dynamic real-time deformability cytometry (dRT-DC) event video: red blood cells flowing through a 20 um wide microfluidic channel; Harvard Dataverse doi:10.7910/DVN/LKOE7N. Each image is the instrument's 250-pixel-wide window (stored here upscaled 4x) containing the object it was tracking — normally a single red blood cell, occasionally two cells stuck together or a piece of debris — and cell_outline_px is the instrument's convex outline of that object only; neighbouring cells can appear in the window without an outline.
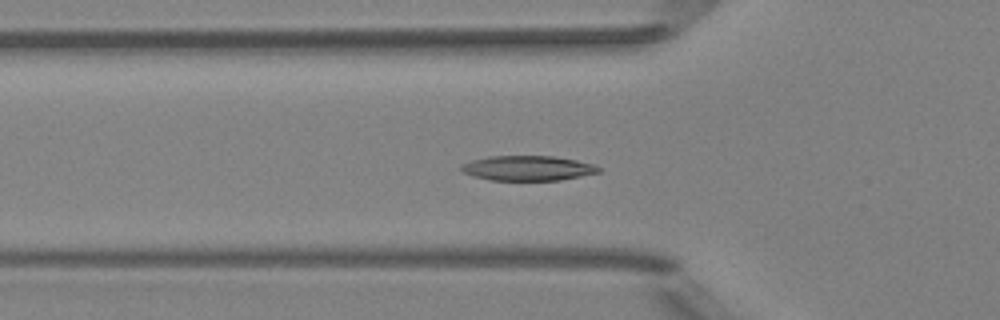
{"species": "Egyptian fruit bat (a non-hibernating species)", "species_latin": "Rousettus aegyptiacus", "temperature_condition": "room temperature", "stored_images_in_passage": 53, "segment_of_instrument_passage": [1, 2], "camera_frame_rate_fps": 3000, "um_per_image_px": 0.085, "animal": {"sex": "female"}, "frame": {"image": 1, "passage_image": 18, "time_ms": 5.667, "image_size_px": [1000, 320], "cell_outline_px": [[600, 172], [560, 180], [492, 180], [472, 176], [464, 172], [460, 168], [460, 164], [472, 160], [488, 156], [552, 156], [576, 160], [596, 164], [600, 168]], "centroid_in_image_um": [44.85, 14.29], "position_along_channel_um": 80.9, "area_um2": 19.94}}
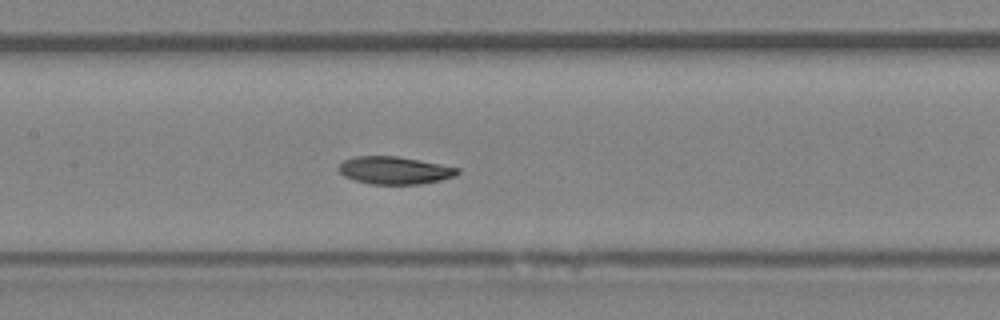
{"frame": {"image": 2, "passage_image": 25, "time_ms": 8.0, "image_size_px": [1000, 320], "cell_outline_px": [[460, 172], [456, 176], [440, 180], [420, 184], [368, 184], [344, 176], [336, 168], [344, 160], [352, 156], [396, 156], [420, 160], [460, 168]], "centroid_in_image_um": [33.53, 14.47], "position_along_channel_um": 173.9, "area_um2": 19.19}}
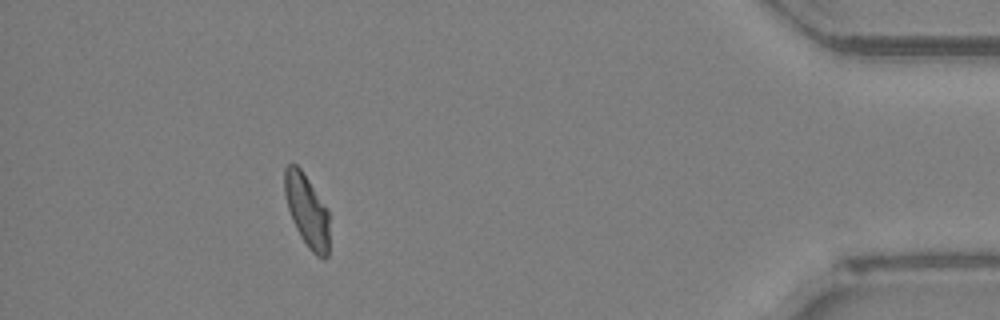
{"frame": {"image": 3, "passage_image": 47, "time_ms": 15.333, "image_size_px": [1000, 320], "cell_outline_px": [[328, 256], [324, 260], [316, 256], [308, 248], [300, 236], [292, 220], [288, 208], [284, 192], [284, 168], [288, 164], [296, 164], [300, 168], [328, 208]], "centroid_in_image_um": [26.08, 17.91], "position_along_channel_um": 409.1, "area_um2": 18.96}}